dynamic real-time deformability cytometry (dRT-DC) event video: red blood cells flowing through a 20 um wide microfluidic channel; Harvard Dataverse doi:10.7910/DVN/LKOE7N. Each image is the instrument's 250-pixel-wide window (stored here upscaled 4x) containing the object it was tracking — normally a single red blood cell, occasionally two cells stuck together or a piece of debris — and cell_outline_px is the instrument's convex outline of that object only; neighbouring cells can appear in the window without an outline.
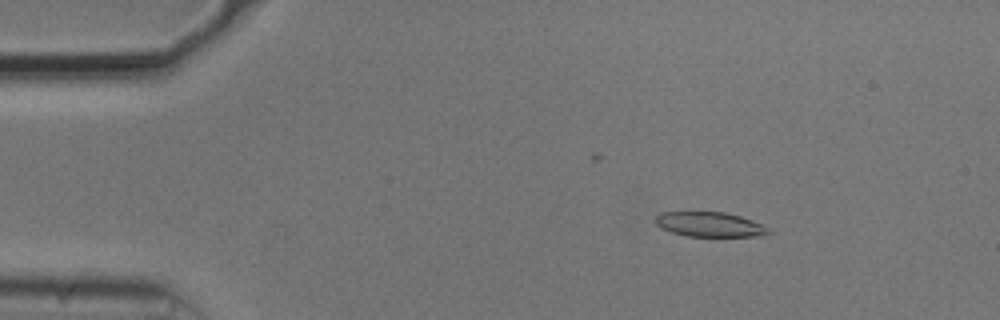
{"species": "common noctule bat (a hibernating species)", "species_latin": "Nyctalus noctula", "temperature_condition": "cold", "stored_images_in_passage": 54, "camera_frame_rate_fps": 3000, "um_per_image_px": 0.085, "animal": {"sex": "male", "body_mass_g": 20.5, "forearm_length_mm": 52.5}, "frame": {"image": 1, "passage_image": 8, "time_ms": 2.333, "image_size_px": [1000, 320], "cell_outline_px": [[772, 232], [768, 236], [688, 236], [672, 232], [660, 228], [656, 224], [656, 216], [660, 212], [724, 212], [740, 216], [752, 220], [768, 228]], "centroid_in_image_um": [60.35, 19.08], "position_along_channel_um": 24.7, "area_um2": 16.3}}
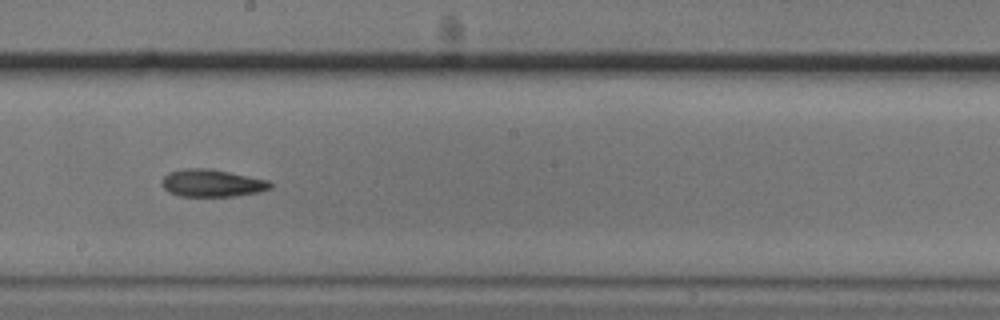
{"frame": {"image": 2, "passage_image": 30, "time_ms": 9.667, "image_size_px": [1000, 320], "cell_outline_px": [[272, 188], [260, 192], [236, 196], [180, 196], [168, 192], [164, 188], [160, 180], [168, 172], [188, 168], [208, 168], [268, 180], [272, 184]], "centroid_in_image_um": [18.0, 15.57], "position_along_channel_um": 230.2, "area_um2": 17.34}}
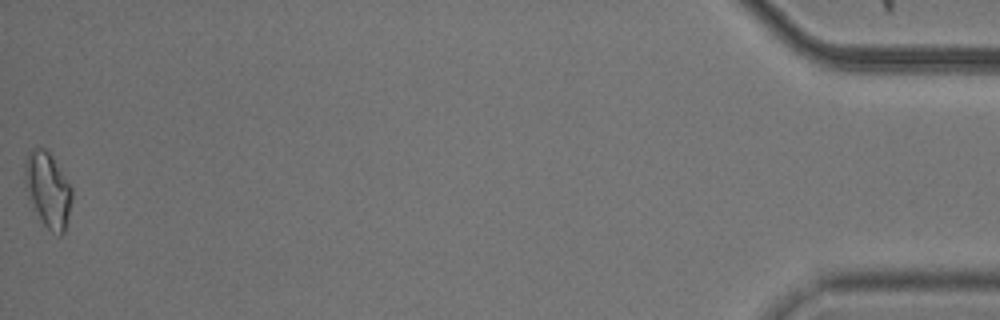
{"frame": {"image": 3, "passage_image": 54, "time_ms": 17.667, "image_size_px": [1000, 320], "cell_outline_px": [[72, 200], [64, 232], [60, 236], [56, 236], [44, 224], [28, 196], [24, 184], [24, 160], [28, 152], [32, 148], [44, 148], [48, 152], [72, 188]], "centroid_in_image_um": [4.05, 16.12], "position_along_channel_um": 431.2, "area_um2": 20.29}, "authors_computed_cell_mechanics": {"area_um2": 17.34, "velocity_mm_per_s": 3.7281, "shape_relaxation_time_tau1_ms": null, "shape_relaxation_time_tau2_ms": 9.6639, "deformation_change_tau1": null, "deformation_change_tau2": 0.1916}}